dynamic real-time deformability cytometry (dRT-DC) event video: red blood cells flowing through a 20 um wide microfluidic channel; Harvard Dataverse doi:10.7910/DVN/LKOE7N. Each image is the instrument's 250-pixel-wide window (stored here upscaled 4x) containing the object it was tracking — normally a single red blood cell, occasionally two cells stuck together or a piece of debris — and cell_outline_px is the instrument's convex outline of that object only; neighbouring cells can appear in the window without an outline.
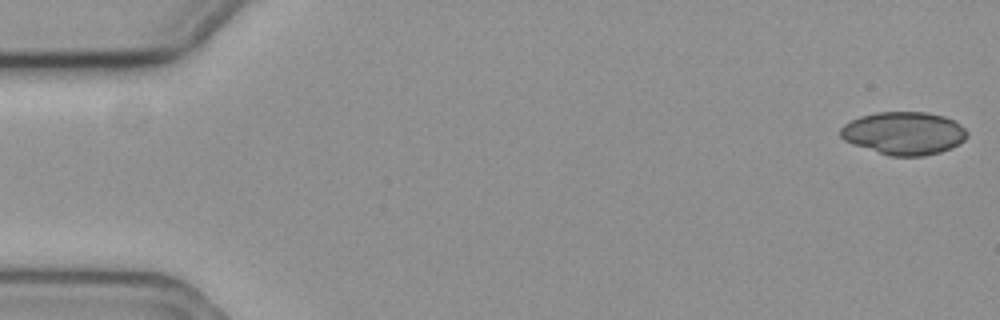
{"species": "common noctule bat (a hibernating species)", "species_latin": "Nyctalus noctula", "temperature_condition": "cold", "stored_images_in_passage": 28, "camera_frame_rate_fps": 3000, "um_per_image_px": 0.085, "animal": {"sex": "female", "body_mass_g": 19.3, "forearm_length_mm": 54.1}, "frame": {"image": 1, "passage_image": 1, "time_ms": 0.0, "image_size_px": [1000, 320], "cell_outline_px": [[968, 136], [964, 140], [940, 152], [924, 156], [888, 156], [852, 144], [844, 140], [840, 136], [840, 128], [844, 124], [860, 116], [876, 112], [928, 112], [944, 116], [960, 124], [968, 132]], "centroid_in_image_um": [76.81, 11.32], "position_along_channel_um": 8.2, "area_um2": 31.67}}